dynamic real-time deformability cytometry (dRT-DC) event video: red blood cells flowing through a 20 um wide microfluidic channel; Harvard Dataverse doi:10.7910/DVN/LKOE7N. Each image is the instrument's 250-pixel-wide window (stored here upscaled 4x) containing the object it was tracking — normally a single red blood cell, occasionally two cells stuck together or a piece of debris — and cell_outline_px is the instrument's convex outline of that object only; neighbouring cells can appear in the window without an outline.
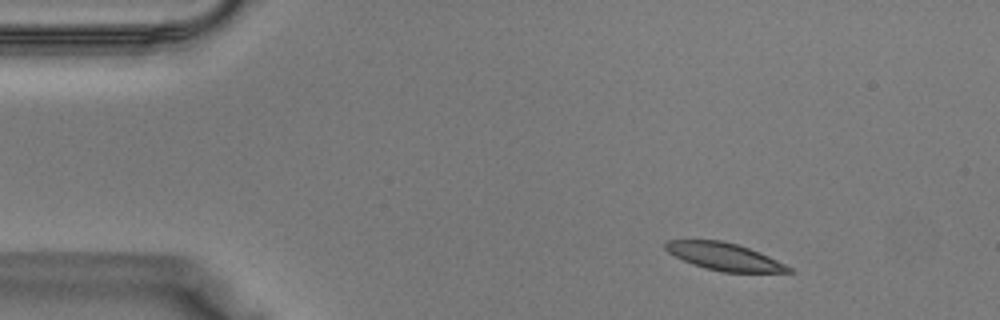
{"species": "Egyptian fruit bat (a non-hibernating species)", "species_latin": "Rousettus aegyptiacus", "temperature_condition": "warm", "stored_images_in_passage": 10, "camera_frame_rate_fps": 3000, "um_per_image_px": 0.085, "animal": {"sex": "male"}, "frame": {"image": 1, "passage_image": 4, "time_ms": 1.0, "image_size_px": [1000, 320], "cell_outline_px": [[796, 272], [724, 272], [708, 268], [684, 260], [668, 252], [664, 248], [664, 244], [668, 240], [720, 240], [736, 244], [760, 252], [792, 268]], "centroid_in_image_um": [61.58, 21.8], "position_along_channel_um": 23.4, "area_um2": 19.25}}